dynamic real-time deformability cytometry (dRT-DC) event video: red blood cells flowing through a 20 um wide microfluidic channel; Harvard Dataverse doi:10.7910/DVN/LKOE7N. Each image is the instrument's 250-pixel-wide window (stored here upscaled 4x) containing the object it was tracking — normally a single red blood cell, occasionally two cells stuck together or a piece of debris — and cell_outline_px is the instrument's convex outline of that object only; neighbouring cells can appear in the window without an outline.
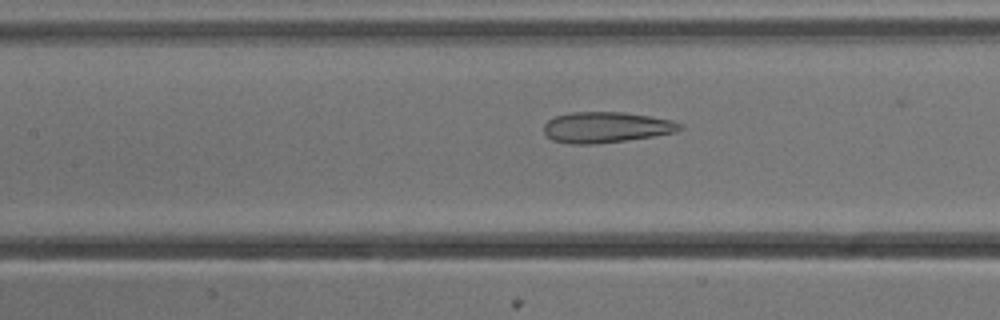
{"species": "common noctule bat (a hibernating species)", "species_latin": "Nyctalus noctula", "temperature_condition": "cold", "stored_images_in_passage": 43, "camera_frame_rate_fps": 3000, "um_per_image_px": 0.085, "animal": {"sex": "male", "body_mass_g": 13.3}, "frame": {"image": 1, "passage_image": 23, "time_ms": 7.333, "image_size_px": [1000, 320], "cell_outline_px": [[684, 128], [676, 132], [652, 136], [624, 140], [592, 144], [568, 144], [552, 140], [544, 132], [544, 124], [548, 120], [556, 116], [572, 112], [624, 112], [652, 116], [672, 120], [684, 124]], "centroid_in_image_um": [51.55, 10.81], "position_along_channel_um": 155.9, "area_um2": 24.45}}
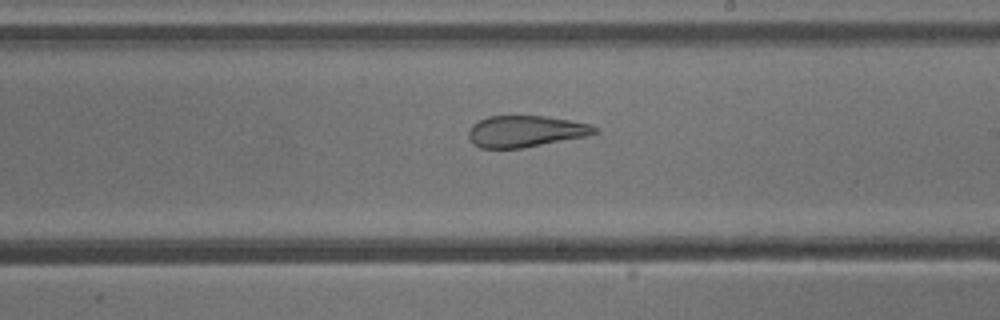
{"frame": {"image": 2, "passage_image": 30, "time_ms": 9.667, "image_size_px": [1000, 320], "cell_outline_px": [[600, 132], [588, 136], [524, 148], [480, 148], [472, 144], [468, 136], [468, 132], [472, 124], [488, 116], [544, 116], [592, 124]], "centroid_in_image_um": [44.68, 11.17], "position_along_channel_um": 244.3, "area_um2": 23.29}}
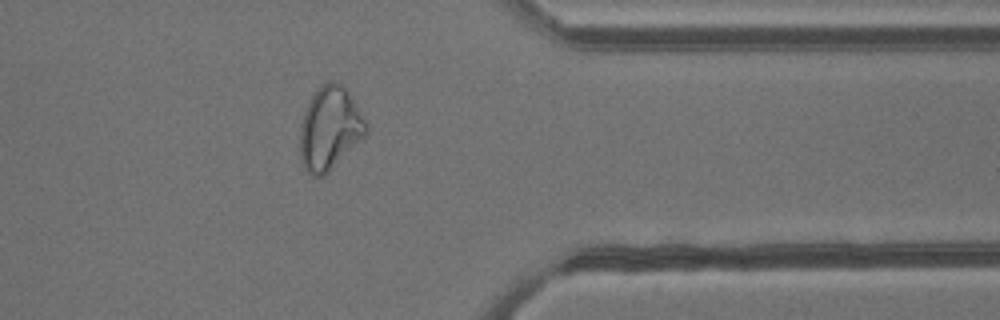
{"frame": {"image": 3, "passage_image": 42, "time_ms": 13.667, "image_size_px": [1000, 320], "cell_outline_px": [[368, 132], [324, 176], [312, 176], [304, 168], [300, 160], [300, 128], [304, 112], [308, 100], [320, 84], [328, 80], [332, 80], [348, 88], [368, 124]], "centroid_in_image_um": [28.02, 10.86], "position_along_channel_um": 383.4, "area_um2": 32.31}}